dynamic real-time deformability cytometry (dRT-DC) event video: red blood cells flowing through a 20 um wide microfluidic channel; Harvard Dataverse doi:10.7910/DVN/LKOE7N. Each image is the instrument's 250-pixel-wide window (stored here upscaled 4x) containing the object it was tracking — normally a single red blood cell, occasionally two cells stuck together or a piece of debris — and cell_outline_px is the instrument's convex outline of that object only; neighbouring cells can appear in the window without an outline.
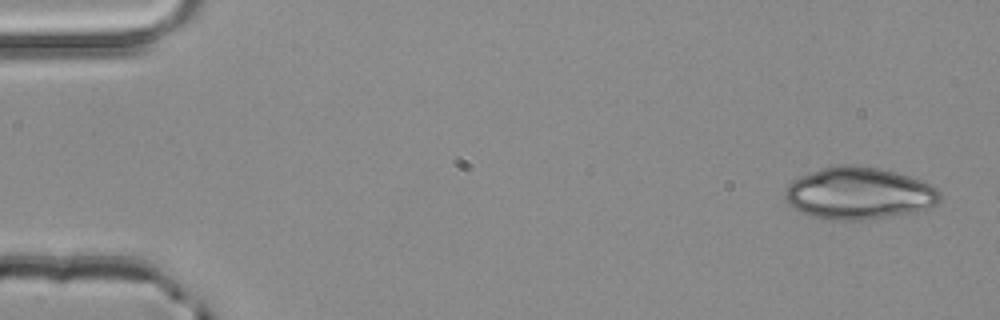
{"species": "common noctule bat (a hibernating species)", "species_latin": "Nyctalus noctula", "temperature_condition": "room temperature", "stored_images_in_passage": 4, "camera_frame_rate_fps": 3000, "um_per_image_px": 0.085, "animal": {"sex": "male", "body_mass_g": 20.4}, "frame": {"image": 1, "passage_image": 1, "time_ms": 0.0, "image_size_px": [1000, 320], "cell_outline_px": [[940, 200], [936, 204], [928, 208], [916, 212], [860, 220], [828, 220], [812, 216], [800, 212], [788, 204], [784, 196], [784, 188], [792, 180], [800, 176], [824, 168], [840, 164], [856, 164], [876, 168], [908, 176], [920, 180], [936, 188], [940, 192]], "centroid_in_image_um": [72.96, 16.44], "position_along_channel_um": 12.0, "area_um2": 46.93}}